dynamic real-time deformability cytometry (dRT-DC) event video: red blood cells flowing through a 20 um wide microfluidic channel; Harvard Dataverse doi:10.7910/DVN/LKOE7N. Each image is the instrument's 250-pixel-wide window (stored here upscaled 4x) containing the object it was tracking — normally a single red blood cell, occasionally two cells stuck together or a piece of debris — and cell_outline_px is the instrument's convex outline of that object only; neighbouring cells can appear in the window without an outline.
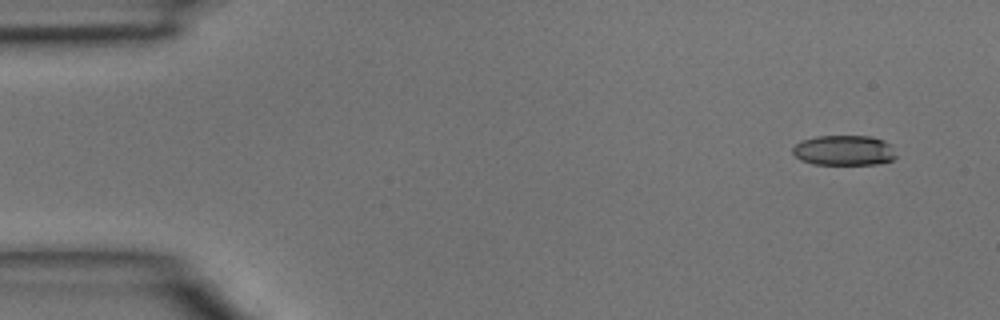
{"species": "common noctule bat (a hibernating species)", "species_latin": "Nyctalus noctula", "temperature_condition": "room temperature", "stored_images_in_passage": 4, "segment_of_instrument_passage": [2, 2], "camera_frame_rate_fps": 3000, "um_per_image_px": 0.085, "animal": {"sex": "male", "body_mass_g": 15.6}, "frame": {"image": 1, "passage_image": 4, "time_ms": 1.0, "image_size_px": [1000, 320], "cell_outline_px": [[896, 156], [892, 160], [876, 164], [812, 164], [800, 160], [792, 152], [792, 148], [796, 144], [804, 140], [816, 136], [872, 136], [884, 140], [892, 144]], "centroid_in_image_um": [71.76, 12.78], "position_along_channel_um": 13.2, "area_um2": 18.26}}